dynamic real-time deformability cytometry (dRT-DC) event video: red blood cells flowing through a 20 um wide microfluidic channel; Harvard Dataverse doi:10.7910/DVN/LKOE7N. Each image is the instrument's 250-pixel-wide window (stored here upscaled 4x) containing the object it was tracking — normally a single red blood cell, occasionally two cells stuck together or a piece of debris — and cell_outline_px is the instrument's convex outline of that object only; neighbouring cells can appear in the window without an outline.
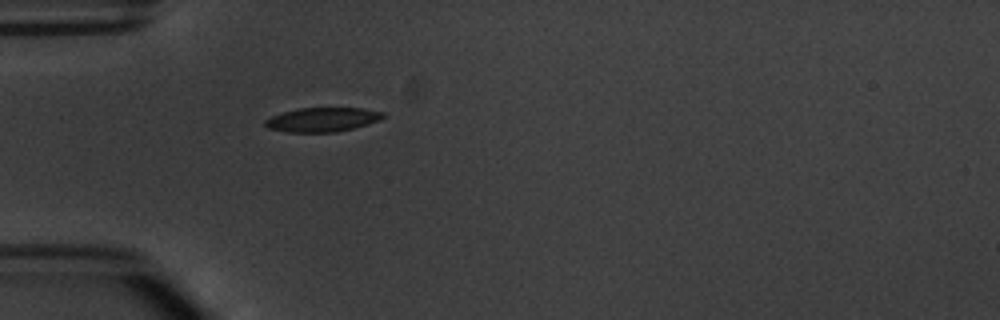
{"species": "common noctule bat (a hibernating species)", "species_latin": "Nyctalus noctula", "temperature_condition": "warm", "stored_images_in_passage": 1, "camera_frame_rate_fps": 3000, "um_per_image_px": 0.085, "animal": {"sex": "male", "body_mass_g": 20.1, "forearm_length_mm": 53.5}, "frame": {"image": 1, "passage_image": 1, "time_ms": 0.0, "image_size_px": [1000, 320], "cell_outline_px": [[388, 116], [380, 120], [352, 128], [336, 132], [288, 132], [268, 128], [264, 124], [264, 120], [272, 116], [284, 112], [300, 108], [360, 108], [384, 112]], "centroid_in_image_um": [27.43, 10.16], "position_along_channel_um": 57.6, "area_um2": 16.53}}